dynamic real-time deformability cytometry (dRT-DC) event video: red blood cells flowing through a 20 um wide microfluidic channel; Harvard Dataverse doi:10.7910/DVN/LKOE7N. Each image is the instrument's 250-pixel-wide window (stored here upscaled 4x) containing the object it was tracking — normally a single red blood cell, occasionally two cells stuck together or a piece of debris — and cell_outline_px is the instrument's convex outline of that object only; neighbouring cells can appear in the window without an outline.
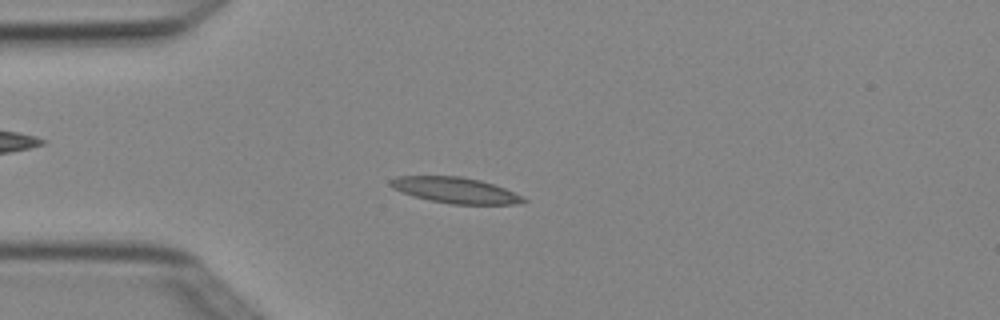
{"species": "Egyptian fruit bat (a non-hibernating species)", "species_latin": "Rousettus aegyptiacus", "temperature_condition": "cold", "stored_images_in_passage": 4, "camera_frame_rate_fps": 3000, "um_per_image_px": 0.085, "animal": {"sex": "female"}, "frame": {"image": 1, "passage_image": 4, "time_ms": 1.0, "image_size_px": [1000, 320], "cell_outline_px": [[528, 200], [516, 204], [448, 204], [416, 196], [392, 188], [388, 184], [388, 180], [396, 176], [460, 176], [480, 180], [504, 188]], "centroid_in_image_um": [38.66, 16.16], "position_along_channel_um": 46.3, "area_um2": 19.71}}